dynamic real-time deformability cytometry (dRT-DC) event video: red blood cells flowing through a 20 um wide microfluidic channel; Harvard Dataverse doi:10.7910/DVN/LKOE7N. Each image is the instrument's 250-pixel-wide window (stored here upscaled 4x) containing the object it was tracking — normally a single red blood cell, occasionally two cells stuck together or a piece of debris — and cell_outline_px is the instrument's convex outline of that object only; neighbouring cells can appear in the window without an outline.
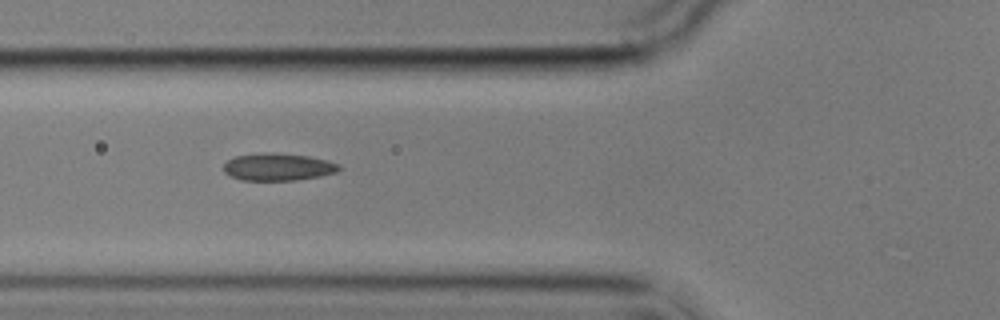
{"species": "common noctule bat (a hibernating species)", "species_latin": "Nyctalus noctula", "temperature_condition": "cold", "stored_images_in_passage": 3, "camera_frame_rate_fps": 3000, "um_per_image_px": 0.085, "animal": {"sex": "male", "body_mass_g": 17.9}, "frame": {"image": 1, "passage_image": 2, "time_ms": 1.0, "image_size_px": [1000, 320], "cell_outline_px": [[340, 168], [336, 172], [320, 176], [296, 180], [240, 180], [224, 172], [224, 164], [228, 160], [236, 156], [264, 152], [268, 152], [308, 156], [328, 160], [340, 164]], "centroid_in_image_um": [23.64, 14.19], "position_along_channel_um": 102.2, "area_um2": 18.32}}
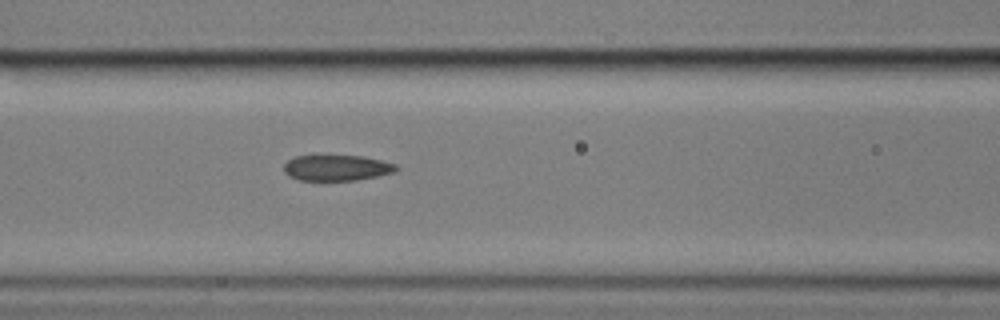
{"frame": {"image": 2, "passage_image": 3, "time_ms": 2.0, "image_size_px": [1000, 320], "cell_outline_px": [[400, 168], [396, 172], [356, 180], [300, 180], [288, 176], [284, 172], [284, 164], [288, 160], [296, 156], [316, 152], [364, 156], [396, 164]], "centroid_in_image_um": [28.58, 14.2], "position_along_channel_um": 138.0, "area_um2": 17.8}}